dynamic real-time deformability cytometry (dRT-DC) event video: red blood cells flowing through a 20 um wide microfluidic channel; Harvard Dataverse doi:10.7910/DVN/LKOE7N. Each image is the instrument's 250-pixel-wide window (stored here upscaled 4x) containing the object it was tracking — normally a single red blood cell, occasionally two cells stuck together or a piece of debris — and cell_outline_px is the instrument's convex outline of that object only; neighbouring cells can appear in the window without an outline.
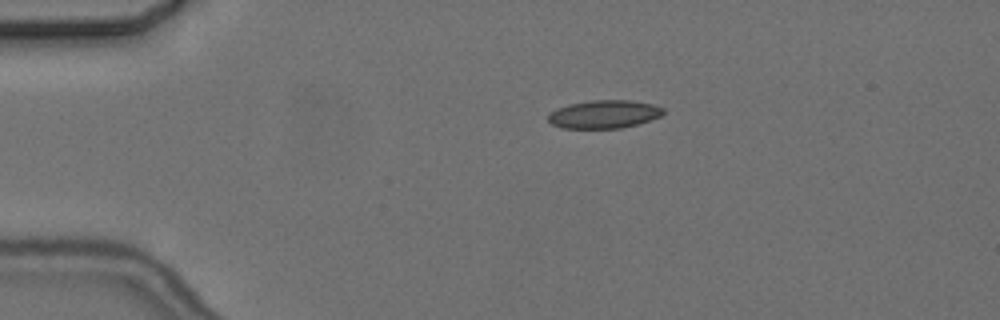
{"species": "common noctule bat (a hibernating species)", "species_latin": "Nyctalus noctula", "temperature_condition": "cold", "stored_images_in_passage": 3, "segment_of_instrument_passage": [1, 2], "camera_frame_rate_fps": 3000, "um_per_image_px": 0.085, "animal": {"sex": "female", "body_mass_g": 24.6, "forearm_length_mm": 56.2}, "frame": {"image": 1, "passage_image": 1, "time_ms": 0.0, "image_size_px": [1000, 320], "cell_outline_px": [[664, 112], [660, 116], [636, 124], [620, 128], [560, 128], [552, 124], [548, 120], [548, 112], [556, 108], [568, 104], [592, 100], [628, 100], [652, 104], [664, 108]], "centroid_in_image_um": [51.29, 9.7], "position_along_channel_um": 33.7, "area_um2": 18.84}}